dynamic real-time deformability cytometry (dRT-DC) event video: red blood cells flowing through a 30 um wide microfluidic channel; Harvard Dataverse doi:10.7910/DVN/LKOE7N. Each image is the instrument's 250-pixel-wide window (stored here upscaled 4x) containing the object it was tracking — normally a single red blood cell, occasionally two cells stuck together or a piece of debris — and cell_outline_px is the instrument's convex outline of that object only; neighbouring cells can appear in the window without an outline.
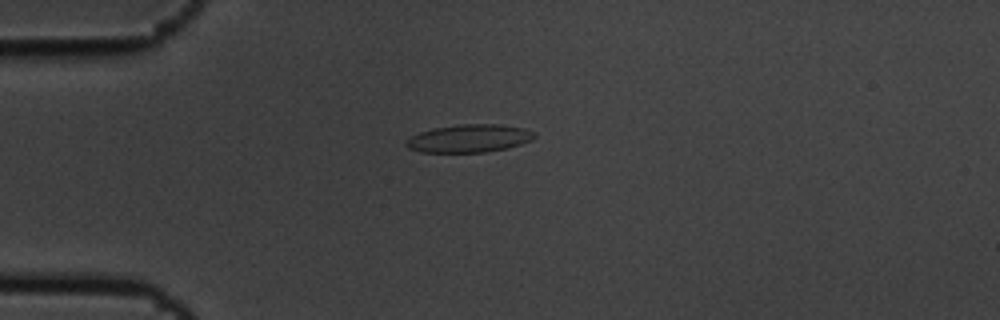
{"species": "common noctule bat (a hibernating species)", "species_latin": "Nyctalus noctula", "temperature_condition": "cold", "stored_images_in_passage": 5, "camera_frame_rate_fps": 3000, "um_per_image_px": 0.085, "animal": {"sex": "male", "body_mass_g": 19.5, "forearm_length_mm": 54.6}, "frame": {"image": 1, "passage_image": 3, "time_ms": 0.667, "image_size_px": [1000, 320], "cell_outline_px": [[536, 136], [532, 140], [508, 148], [484, 152], [420, 152], [408, 148], [404, 144], [412, 136], [420, 132], [436, 128], [460, 124], [500, 124], [524, 128], [536, 132]], "centroid_in_image_um": [39.92, 11.76], "position_along_channel_um": 45.1, "area_um2": 20.81}}
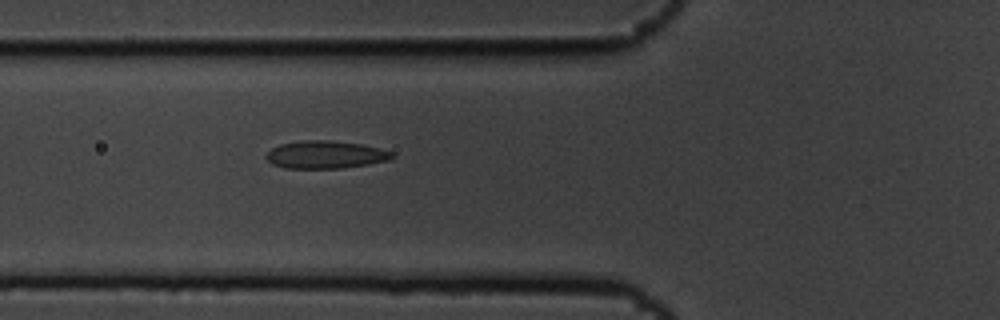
{"frame": {"image": 2, "passage_image": 5, "time_ms": 1.333, "image_size_px": [1000, 320], "cell_outline_px": [[396, 156], [392, 160], [368, 164], [340, 168], [284, 168], [272, 164], [264, 156], [272, 148], [280, 144], [300, 140], [332, 140], [364, 144], [380, 148], [392, 152]], "centroid_in_image_um": [27.7, 13.14], "position_along_channel_um": 98.1, "area_um2": 20.58}}